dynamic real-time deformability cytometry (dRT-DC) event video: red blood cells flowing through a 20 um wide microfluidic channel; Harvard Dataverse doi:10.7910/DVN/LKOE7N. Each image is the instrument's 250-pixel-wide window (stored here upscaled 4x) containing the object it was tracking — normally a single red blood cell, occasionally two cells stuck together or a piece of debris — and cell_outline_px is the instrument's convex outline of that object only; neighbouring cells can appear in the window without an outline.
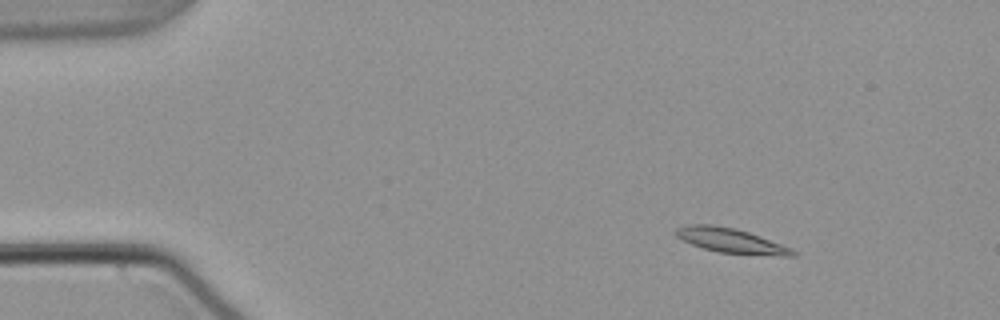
{"species": "common noctule bat (a hibernating species)", "species_latin": "Nyctalus noctula", "temperature_condition": "warm", "stored_images_in_passage": 55, "camera_frame_rate_fps": 3000, "um_per_image_px": 0.085, "animal": {"sex": "male", "body_mass_g": 21.5, "forearm_length_mm": 52.0}, "frame": {"image": 1, "passage_image": 8, "time_ms": 2.333, "image_size_px": [1000, 320], "cell_outline_px": [[800, 252], [796, 256], [780, 256], [720, 252], [704, 248], [692, 244], [676, 236], [672, 232], [676, 228], [688, 224], [712, 224], [736, 228], [748, 232], [792, 248]], "centroid_in_image_um": [62.15, 20.44], "position_along_channel_um": 22.9, "area_um2": 16.82}}
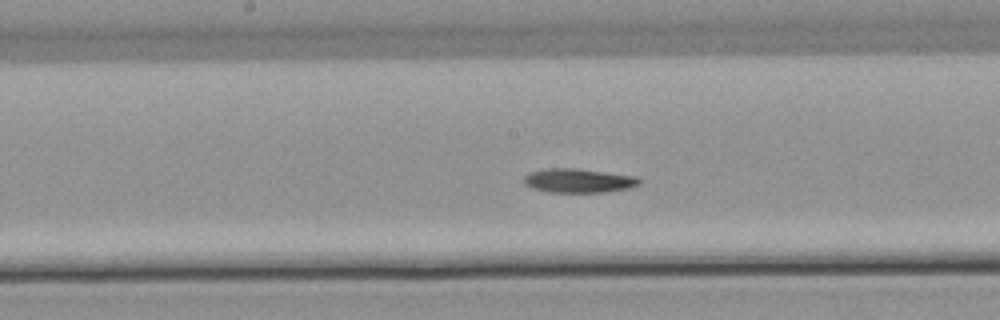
{"frame": {"image": 2, "passage_image": 29, "time_ms": 9.333, "image_size_px": [1000, 320], "cell_outline_px": [[640, 184], [628, 188], [604, 192], [548, 192], [532, 188], [524, 184], [524, 176], [528, 172], [548, 168], [576, 168], [636, 176], [640, 180]], "centroid_in_image_um": [49.14, 15.35], "position_along_channel_um": 199.1, "area_um2": 16.18}}
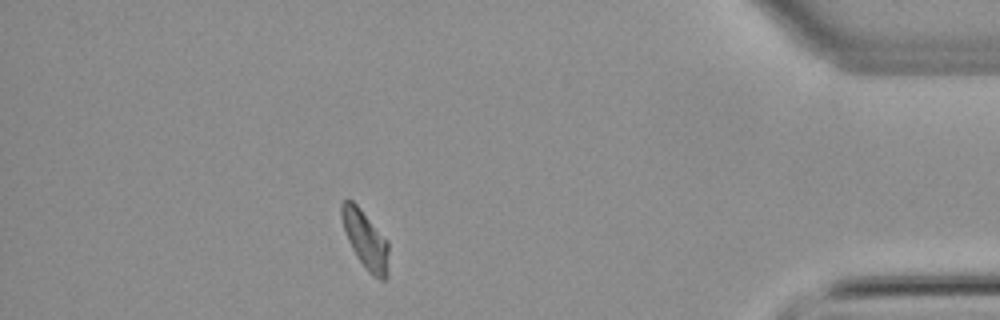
{"frame": {"image": 3, "passage_image": 49, "time_ms": 16.0, "image_size_px": [1000, 320], "cell_outline_px": [[388, 276], [384, 280], [380, 280], [372, 276], [368, 272], [356, 256], [348, 240], [340, 216], [340, 204], [344, 200], [352, 200], [360, 208], [388, 240]], "centroid_in_image_um": [31.07, 20.38], "position_along_channel_um": 404.1, "area_um2": 16.01}, "authors_computed_cell_mechanics": {"area_um2": 15.9528, "velocity_mm_per_s": 3.7599, "shape_relaxation_time_tau1_ms": 8.5802, "shape_relaxation_time_tau2_ms": null, "deformation_change_tau1": 0.1835, "deformation_change_tau2": null}}